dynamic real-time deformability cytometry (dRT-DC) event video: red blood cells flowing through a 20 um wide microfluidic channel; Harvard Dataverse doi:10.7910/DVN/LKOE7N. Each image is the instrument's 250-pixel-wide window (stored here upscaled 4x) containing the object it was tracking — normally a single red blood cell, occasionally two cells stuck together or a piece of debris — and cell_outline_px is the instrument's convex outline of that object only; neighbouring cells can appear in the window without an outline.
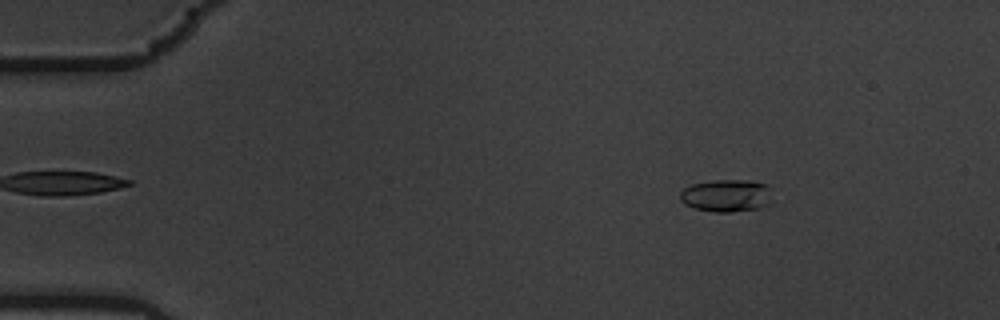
{"species": "common noctule bat (a hibernating species)", "species_latin": "Nyctalus noctula", "temperature_condition": "warm", "stored_images_in_passage": 57, "camera_frame_rate_fps": 3000, "um_per_image_px": 0.085, "animal": {"sex": "male", "body_mass_g": 19.5, "forearm_length_mm": 54.6}, "frame": {"image": 1, "passage_image": 8, "time_ms": 2.333, "image_size_px": [1000, 320], "cell_outline_px": [[768, 204], [756, 208], [732, 212], [716, 212], [692, 208], [684, 204], [680, 200], [680, 192], [684, 188], [692, 184], [712, 180], [752, 180], [764, 184], [768, 188]], "centroid_in_image_um": [61.65, 16.62], "position_along_channel_um": 23.3, "area_um2": 17.22}}
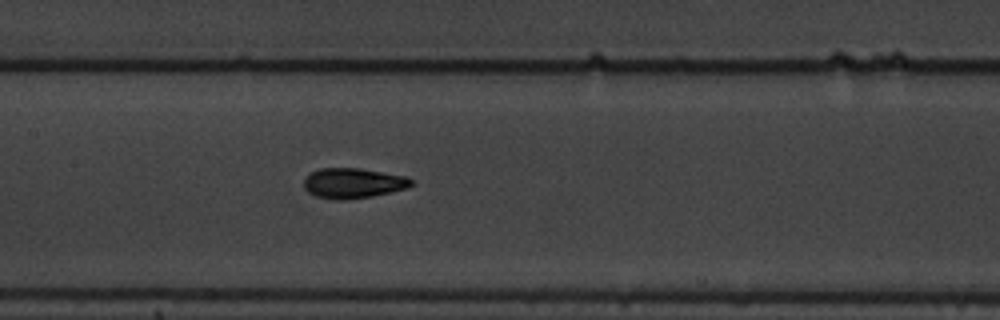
{"frame": {"image": 2, "passage_image": 28, "time_ms": 9.0, "image_size_px": [1000, 320], "cell_outline_px": [[416, 184], [408, 188], [392, 192], [372, 196], [344, 200], [340, 200], [316, 196], [308, 192], [304, 188], [304, 176], [308, 172], [320, 168], [360, 168], [404, 176], [412, 180]], "centroid_in_image_um": [30.0, 15.56], "position_along_channel_um": 177.4, "area_um2": 19.07}}
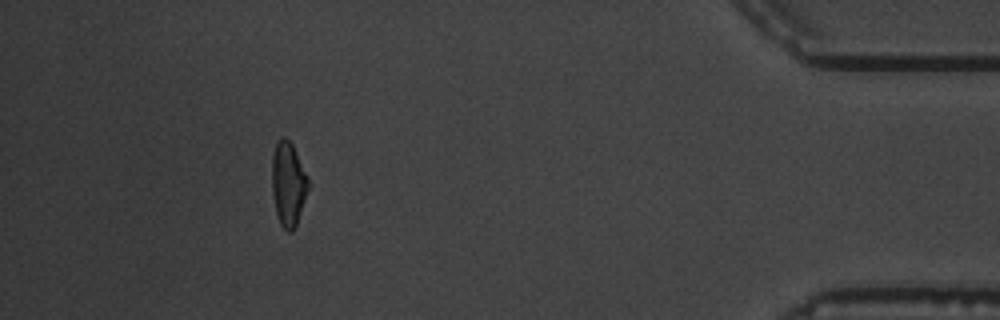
{"frame": {"image": 3, "passage_image": 52, "time_ms": 17.0, "image_size_px": [1000, 320], "cell_outline_px": [[308, 188], [296, 224], [292, 232], [288, 232], [280, 224], [276, 212], [272, 192], [272, 156], [276, 144], [280, 136], [284, 136], [292, 144], [308, 176]], "centroid_in_image_um": [24.48, 15.6], "position_along_channel_um": 410.7, "area_um2": 17.57}, "authors_computed_cell_mechanics": {"area_um2": 17.7446, "velocity_mm_per_s": 3.5787, "shape_relaxation_time_tau1_ms": 3.5257, "shape_relaxation_time_tau2_ms": 1.7238, "deformation_change_tau1": 0.1601, "deformation_change_tau2": 0.0741}}